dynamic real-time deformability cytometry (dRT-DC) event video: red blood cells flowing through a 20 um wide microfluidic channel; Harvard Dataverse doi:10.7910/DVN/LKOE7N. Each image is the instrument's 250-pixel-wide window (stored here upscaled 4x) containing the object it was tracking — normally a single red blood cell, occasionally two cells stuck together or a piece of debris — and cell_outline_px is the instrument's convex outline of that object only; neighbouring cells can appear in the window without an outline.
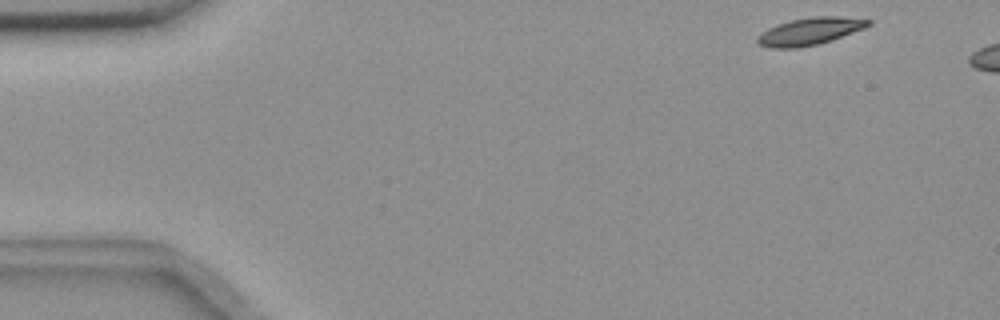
{"species": "common noctule bat (a hibernating species)", "species_latin": "Nyctalus noctula", "temperature_condition": "room temperature", "stored_images_in_passage": 7, "camera_frame_rate_fps": 3000, "um_per_image_px": 0.085, "animal": {"sex": "female", "body_mass_g": 18.4}, "frame": {"image": 1, "passage_image": 1, "time_ms": 0.0, "image_size_px": [1000, 320], "cell_outline_px": [[872, 24], [864, 28], [832, 40], [820, 44], [800, 48], [772, 48], [760, 44], [756, 40], [756, 36], [760, 32], [776, 24], [792, 20], [812, 16], [840, 16], [872, 20]], "centroid_in_image_um": [68.83, 2.66], "position_along_channel_um": 16.2, "area_um2": 17.8}}